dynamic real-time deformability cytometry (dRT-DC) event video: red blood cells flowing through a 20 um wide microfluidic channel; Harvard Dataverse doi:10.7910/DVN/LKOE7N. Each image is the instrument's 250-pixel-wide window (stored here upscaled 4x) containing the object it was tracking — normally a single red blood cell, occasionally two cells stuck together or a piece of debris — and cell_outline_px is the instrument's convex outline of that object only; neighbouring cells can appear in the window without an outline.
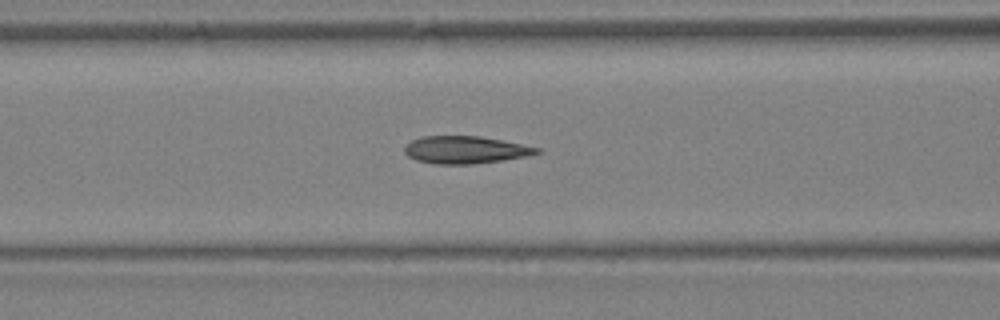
{"species": "Egyptian fruit bat (a non-hibernating species)", "species_latin": "Rousettus aegyptiacus", "temperature_condition": "warm", "stored_images_in_passage": 21, "camera_frame_rate_fps": 3000, "um_per_image_px": 0.085, "animal": {"sex": "female"}, "frame": {"image": 1, "passage_image": 7, "time_ms": 2.0, "image_size_px": [1000, 320], "cell_outline_px": [[540, 152], [528, 156], [504, 160], [472, 164], [432, 164], [416, 160], [408, 156], [404, 152], [404, 148], [412, 140], [420, 136], [480, 136], [540, 148]], "centroid_in_image_um": [39.53, 12.74], "position_along_channel_um": 127.1, "area_um2": 21.1}}
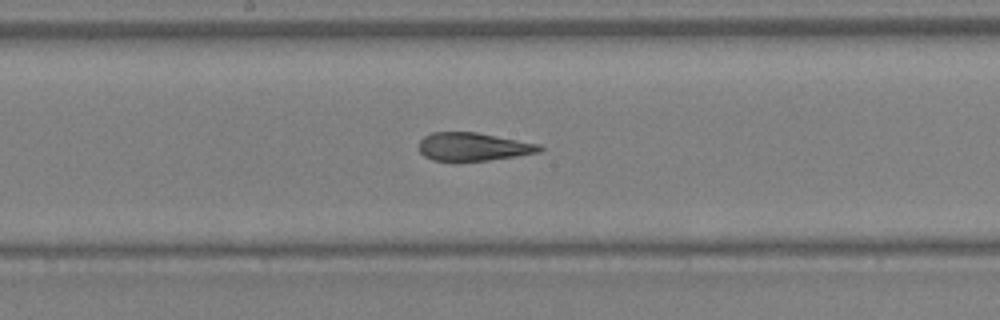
{"frame": {"image": 2, "passage_image": 12, "time_ms": 3.667, "image_size_px": [1000, 320], "cell_outline_px": [[544, 148], [540, 152], [516, 156], [488, 160], [432, 160], [424, 156], [420, 152], [420, 140], [424, 136], [432, 132], [476, 132], [540, 144]], "centroid_in_image_um": [40.24, 12.46], "position_along_channel_um": 208.0, "area_um2": 19.59}}
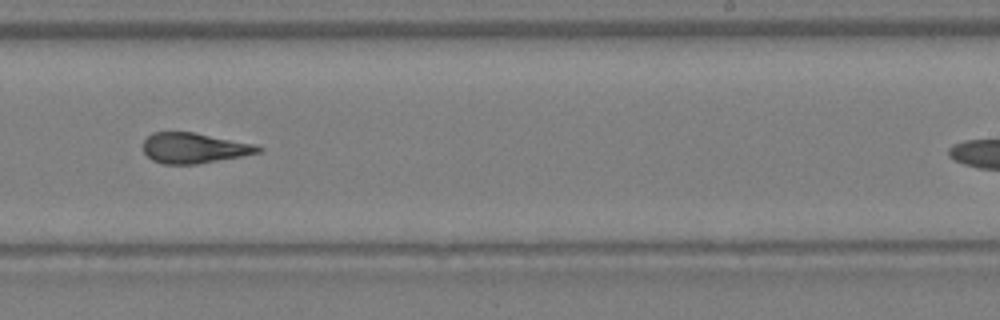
{"frame": {"image": 3, "passage_image": 16, "time_ms": 5.0, "image_size_px": [1000, 320], "cell_outline_px": [[264, 148], [260, 152], [240, 156], [196, 164], [164, 164], [152, 160], [144, 152], [144, 140], [152, 132], [192, 132], [256, 144]], "centroid_in_image_um": [16.49, 12.58], "position_along_channel_um": 272.5, "area_um2": 20.17}}